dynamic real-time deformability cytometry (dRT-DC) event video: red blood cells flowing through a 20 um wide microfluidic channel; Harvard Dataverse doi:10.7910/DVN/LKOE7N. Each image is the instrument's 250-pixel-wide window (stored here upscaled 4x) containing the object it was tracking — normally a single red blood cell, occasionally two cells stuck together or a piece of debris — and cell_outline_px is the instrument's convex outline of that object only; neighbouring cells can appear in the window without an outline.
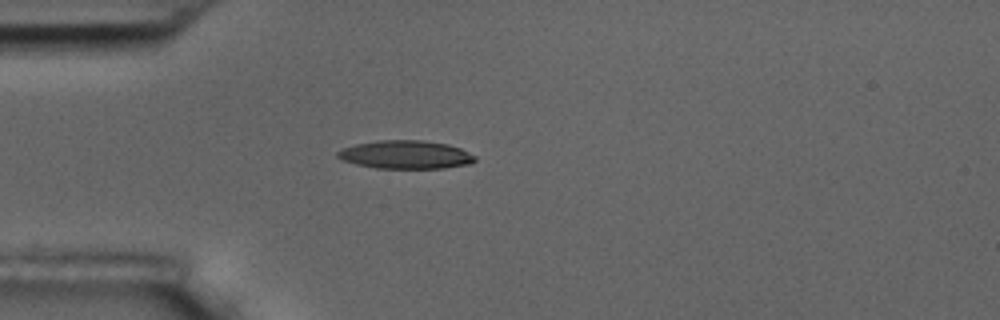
{"species": "common noctule bat (a hibernating species)", "species_latin": "Nyctalus noctula", "temperature_condition": "room temperature", "stored_images_in_passage": 3, "camera_frame_rate_fps": 3000, "um_per_image_px": 0.085, "animal": {"sex": "male", "body_mass_g": 17.5, "forearm_length_mm": 52.3}, "frame": {"image": 1, "passage_image": 3, "time_ms": 3.0, "image_size_px": [1000, 320], "cell_outline_px": [[476, 160], [468, 164], [444, 168], [376, 168], [356, 164], [344, 160], [336, 156], [336, 152], [344, 148], [356, 144], [376, 140], [424, 140], [448, 144], [460, 148], [476, 156]], "centroid_in_image_um": [34.49, 13.14], "position_along_channel_um": 50.5, "area_um2": 22.6}}